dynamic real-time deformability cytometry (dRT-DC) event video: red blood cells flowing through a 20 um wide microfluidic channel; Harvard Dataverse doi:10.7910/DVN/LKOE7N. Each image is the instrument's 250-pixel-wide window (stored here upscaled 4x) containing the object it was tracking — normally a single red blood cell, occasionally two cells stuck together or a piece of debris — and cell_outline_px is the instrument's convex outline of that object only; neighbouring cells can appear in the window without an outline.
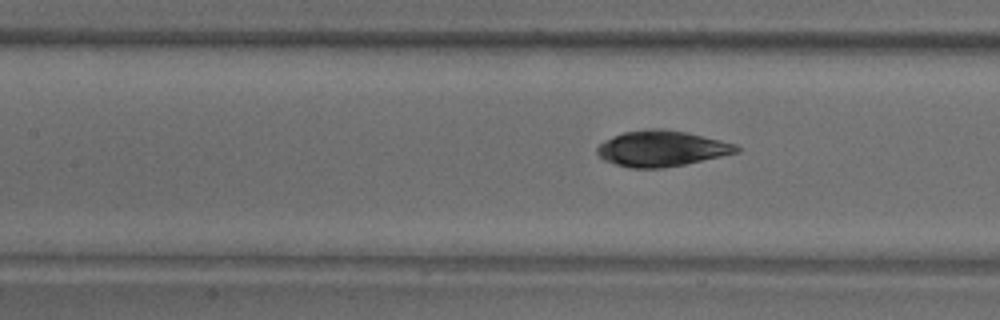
{"species": "common noctule bat (a hibernating species)", "species_latin": "Nyctalus noctula", "temperature_condition": "warm", "stored_images_in_passage": 10, "segment_of_instrument_passage": [2, 2], "camera_frame_rate_fps": 3000, "um_per_image_px": 0.085, "animal": {"sex": "male", "body_mass_g": 18.8}, "frame": {"image": 1, "passage_image": 10, "time_ms": 3.0, "image_size_px": [1000, 320], "cell_outline_px": [[740, 152], [684, 164], [664, 168], [632, 168], [616, 164], [604, 160], [596, 152], [596, 148], [604, 140], [612, 136], [624, 132], [648, 128], [664, 128], [688, 132], [736, 144], [740, 148]], "centroid_in_image_um": [56.23, 12.61], "position_along_channel_um": 151.2, "area_um2": 29.13}}